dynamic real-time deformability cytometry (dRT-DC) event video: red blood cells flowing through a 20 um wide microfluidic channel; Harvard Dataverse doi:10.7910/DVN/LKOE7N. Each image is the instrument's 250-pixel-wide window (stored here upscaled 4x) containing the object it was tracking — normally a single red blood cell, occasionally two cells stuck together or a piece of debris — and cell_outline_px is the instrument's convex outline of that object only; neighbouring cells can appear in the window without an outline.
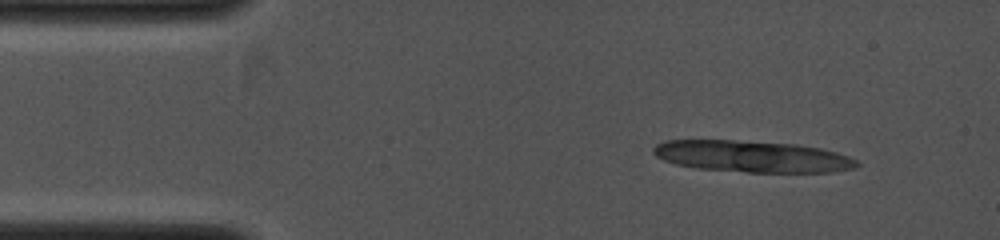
{"species": "common noctule bat (a hibernating species)", "species_latin": "Nyctalus noctula", "temperature_condition": "cold", "stored_images_in_passage": 1, "camera_frame_rate_fps": 4000, "um_per_image_px": 0.085, "animal": {"sex": "female", "body_mass_g": 19.0, "forearm_length_mm": 53.3}, "frame": {"image": 1, "passage_image": 1, "time_ms": 0.0, "image_size_px": [1000, 240], "cell_outline_px": [[892, 176], [884, 184], [860, 188], [820, 188], [816, 184], [820, 168], [824, 156], [844, 144], [868, 144], [880, 148], [892, 156]], "centroid_in_image_um": [72.68, 14.22], "position_along_channel_um": 12.3, "area_um2": 20.11}}